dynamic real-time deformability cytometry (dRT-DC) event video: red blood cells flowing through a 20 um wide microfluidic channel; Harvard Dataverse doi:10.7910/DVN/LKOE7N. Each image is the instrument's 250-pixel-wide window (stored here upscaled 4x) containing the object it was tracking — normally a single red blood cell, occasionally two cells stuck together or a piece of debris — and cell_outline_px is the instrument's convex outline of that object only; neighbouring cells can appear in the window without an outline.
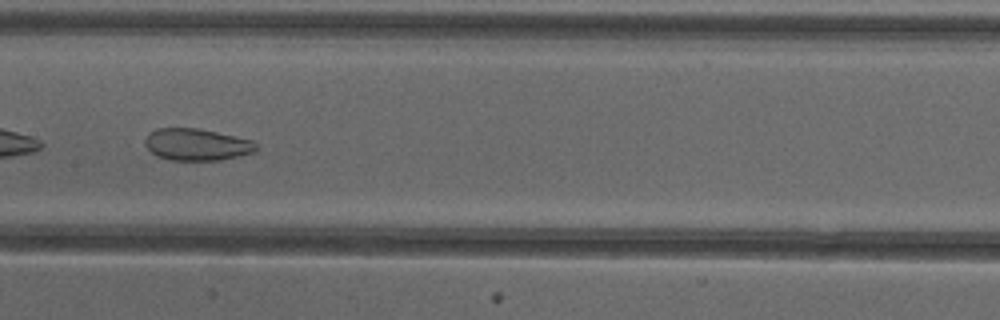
{"species": "common noctule bat (a hibernating species)", "species_latin": "Nyctalus noctula", "temperature_condition": "cold", "stored_images_in_passage": 43, "camera_frame_rate_fps": 3000, "um_per_image_px": 0.085, "animal": {"sex": "female"}, "frame": {"image": 1, "passage_image": 25, "time_ms": 8.0, "image_size_px": [1000, 320], "cell_outline_px": [[256, 152], [220, 160], [172, 160], [156, 156], [144, 144], [144, 140], [148, 132], [156, 128], [196, 128], [216, 132], [252, 140], [256, 144]], "centroid_in_image_um": [16.69, 12.28], "position_along_channel_um": 190.7, "area_um2": 20.63}}
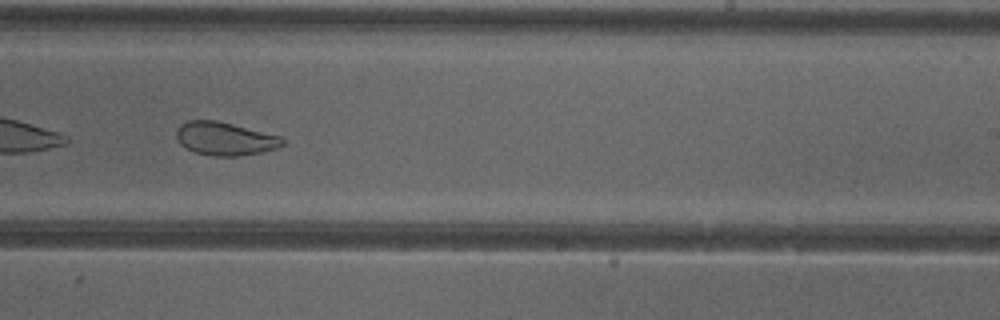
{"frame": {"image": 2, "passage_image": 31, "time_ms": 10.0, "image_size_px": [1000, 320], "cell_outline_px": [[284, 144], [276, 148], [260, 152], [236, 156], [212, 156], [196, 152], [180, 144], [176, 136], [176, 128], [180, 124], [188, 120], [216, 120], [280, 136], [284, 140]], "centroid_in_image_um": [19.08, 11.78], "position_along_channel_um": 269.9, "area_um2": 20.35}, "authors_computed_cell_mechanics": {"area_um2": 24.6228, "velocity_mm_per_s": 3.9801, "shape_relaxation_time_tau1_ms": null, "shape_relaxation_time_tau2_ms": 1.1807, "deformation_change_tau1": null, "deformation_change_tau2": 0.0742}}